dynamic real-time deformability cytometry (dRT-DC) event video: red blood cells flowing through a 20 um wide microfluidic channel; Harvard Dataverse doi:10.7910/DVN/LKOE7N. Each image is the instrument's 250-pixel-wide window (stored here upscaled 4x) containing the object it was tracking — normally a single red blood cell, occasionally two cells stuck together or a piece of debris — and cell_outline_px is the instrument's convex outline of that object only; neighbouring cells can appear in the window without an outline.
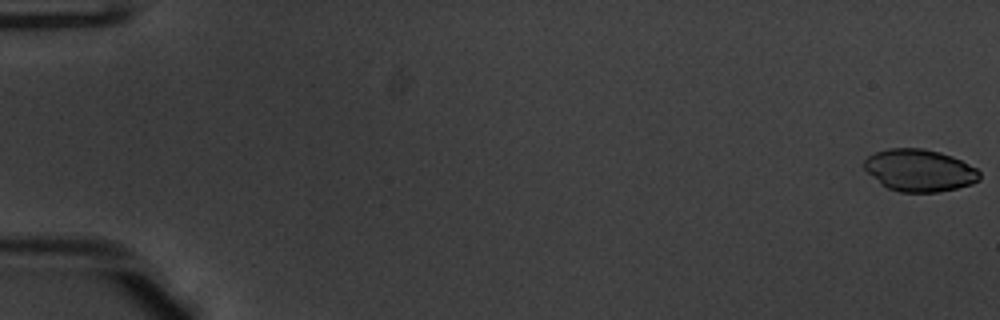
{"species": "common noctule bat (a hibernating species)", "species_latin": "Nyctalus noctula", "temperature_condition": "warm", "stored_images_in_passage": 52, "camera_frame_rate_fps": 3000, "um_per_image_px": 0.085, "animal": {"sex": "male", "body_mass_g": 20.1, "forearm_length_mm": 53.5}, "frame": {"image": 1, "passage_image": 1, "time_ms": 0.0, "image_size_px": [1000, 320], "cell_outline_px": [[980, 180], [972, 184], [956, 188], [936, 192], [900, 192], [888, 188], [880, 184], [864, 168], [864, 160], [868, 156], [876, 152], [888, 148], [924, 148], [940, 152], [952, 156], [976, 168], [980, 172]], "centroid_in_image_um": [78.15, 14.47], "position_along_channel_um": 6.8, "area_um2": 28.32}}